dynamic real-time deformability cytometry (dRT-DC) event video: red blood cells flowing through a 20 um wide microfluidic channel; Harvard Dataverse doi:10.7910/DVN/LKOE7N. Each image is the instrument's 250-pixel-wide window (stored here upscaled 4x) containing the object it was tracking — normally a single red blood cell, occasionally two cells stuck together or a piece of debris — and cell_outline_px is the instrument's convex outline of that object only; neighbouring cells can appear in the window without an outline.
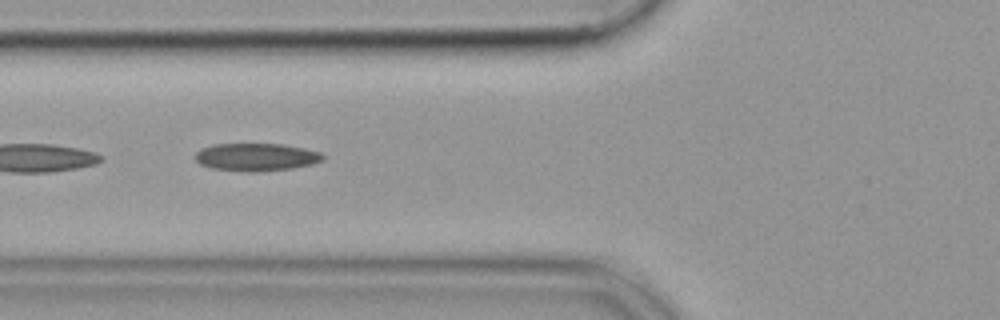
{"species": "common noctule bat (a hibernating species)", "species_latin": "Nyctalus noctula", "temperature_condition": "cold", "stored_images_in_passage": 35, "camera_frame_rate_fps": 3000, "um_per_image_px": 0.085, "animal": {"sex": "female", "body_mass_g": 19.9}, "frame": {"image": 1, "passage_image": 6, "time_ms": 1.667, "image_size_px": [1000, 320], "cell_outline_px": [[324, 160], [312, 164], [292, 168], [256, 172], [248, 172], [212, 168], [200, 164], [196, 160], [196, 152], [200, 148], [212, 144], [284, 144], [304, 148], [320, 152], [324, 156]], "centroid_in_image_um": [21.78, 13.34], "position_along_channel_um": 104.0, "area_um2": 20.69}}